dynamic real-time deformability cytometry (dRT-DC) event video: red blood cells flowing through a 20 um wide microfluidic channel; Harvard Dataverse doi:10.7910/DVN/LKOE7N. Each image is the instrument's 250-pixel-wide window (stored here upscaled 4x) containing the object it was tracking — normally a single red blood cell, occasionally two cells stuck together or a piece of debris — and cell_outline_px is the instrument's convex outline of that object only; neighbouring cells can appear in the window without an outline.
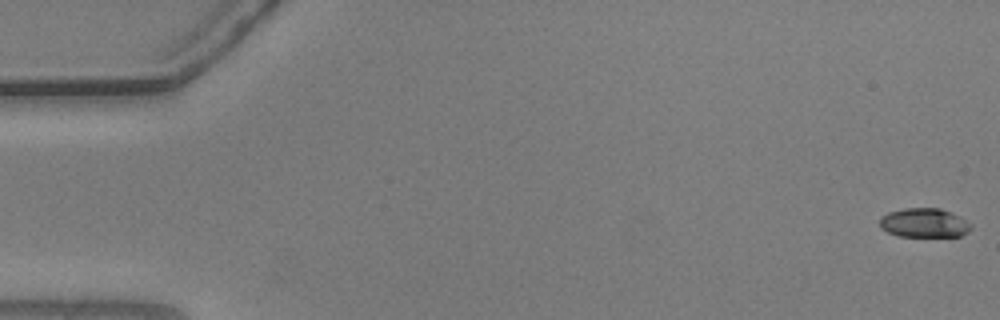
{"species": "common noctule bat (a hibernating species)", "species_latin": "Nyctalus noctula", "temperature_condition": "warm", "stored_images_in_passage": 9, "camera_frame_rate_fps": 3000, "um_per_image_px": 0.085, "animal": {"sex": "male", "body_mass_g": 20.5, "forearm_length_mm": 52.5}, "frame": {"image": 1, "passage_image": 1, "time_ms": 0.0, "image_size_px": [1000, 320], "cell_outline_px": [[972, 228], [968, 232], [960, 236], [896, 236], [880, 228], [880, 216], [888, 212], [904, 208], [940, 208], [952, 212], [972, 224]], "centroid_in_image_um": [78.55, 18.94], "position_along_channel_um": 6.5, "area_um2": 15.66}}